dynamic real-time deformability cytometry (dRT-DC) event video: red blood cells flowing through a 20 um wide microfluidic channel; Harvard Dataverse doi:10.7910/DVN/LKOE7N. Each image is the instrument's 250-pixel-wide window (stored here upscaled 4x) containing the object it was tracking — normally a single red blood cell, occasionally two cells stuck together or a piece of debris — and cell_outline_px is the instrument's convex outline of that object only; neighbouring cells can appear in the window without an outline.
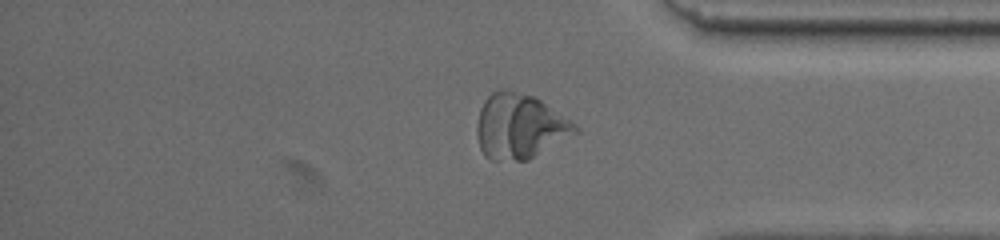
{"species": "common noctule bat (a hibernating species)", "species_latin": "Nyctalus noctula", "temperature_condition": "warm", "stored_images_in_passage": 65, "camera_frame_rate_fps": 3000, "um_per_image_px": 0.085, "animal": {"sex": "female", "body_mass_g": 19.5, "forearm_length_mm": 54.1}, "frame": {"image": 1, "passage_image": 54, "time_ms": 17.667, "image_size_px": [1000, 240], "cell_outline_px": [[580, 128], [576, 132], [528, 160], [492, 160], [484, 156], [480, 148], [476, 132], [476, 124], [480, 108], [484, 100], [492, 92], [500, 88], [532, 96], [540, 100], [576, 124]], "centroid_in_image_um": [44.12, 10.74], "position_along_channel_um": 391.1, "area_um2": 36.76}}
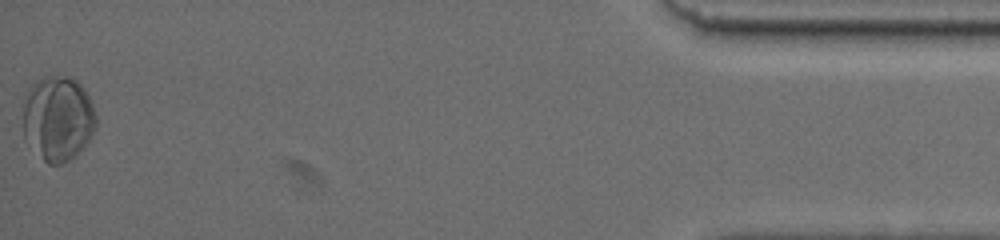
{"frame": {"image": 2, "passage_image": 65, "time_ms": 21.333, "image_size_px": [1000, 240], "cell_outline_px": [[96, 128], [80, 152], [76, 156], [60, 164], [48, 164], [24, 140], [24, 104], [28, 92], [32, 84], [36, 80], [44, 76], [72, 76], [84, 88], [92, 104], [96, 116]], "centroid_in_image_um": [4.93, 10.06], "position_along_channel_um": 430.3, "area_um2": 36.24}}